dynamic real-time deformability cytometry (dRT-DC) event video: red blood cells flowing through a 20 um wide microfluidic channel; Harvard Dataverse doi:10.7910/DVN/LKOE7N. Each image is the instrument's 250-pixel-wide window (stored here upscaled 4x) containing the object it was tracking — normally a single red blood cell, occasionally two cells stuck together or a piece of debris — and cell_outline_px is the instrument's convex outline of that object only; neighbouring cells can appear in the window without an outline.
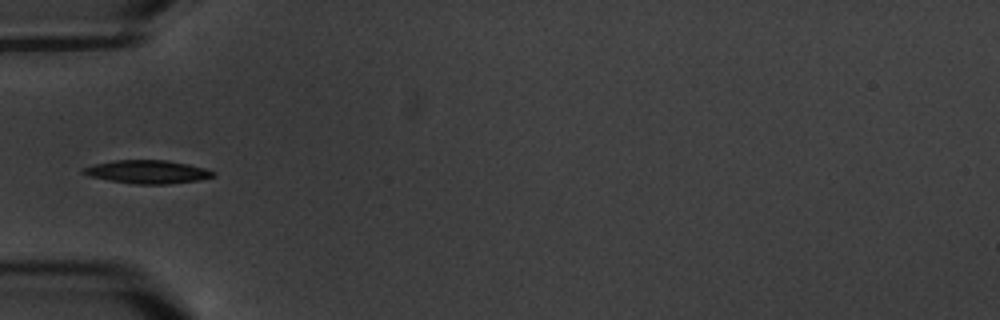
{"species": "common noctule bat (a hibernating species)", "species_latin": "Nyctalus noctula", "temperature_condition": "warm", "stored_images_in_passage": 6, "camera_frame_rate_fps": 3000, "um_per_image_px": 0.085, "animal": {"sex": "male", "body_mass_g": 20.1, "forearm_length_mm": 53.5}, "frame": {"image": 1, "passage_image": 3, "time_ms": 3.0, "image_size_px": [1000, 320], "cell_outline_px": [[216, 176], [200, 180], [168, 184], [136, 184], [108, 180], [88, 176], [80, 172], [84, 168], [92, 164], [112, 160], [168, 160], [188, 164], [204, 168], [216, 172]], "centroid_in_image_um": [12.53, 14.6], "position_along_channel_um": 72.5, "area_um2": 17.8}}
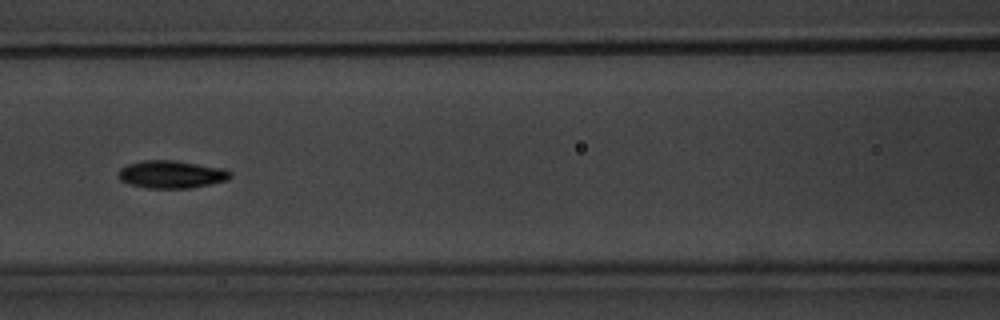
{"frame": {"image": 2, "passage_image": 5, "time_ms": 5.333, "image_size_px": [1000, 320], "cell_outline_px": [[232, 176], [228, 180], [192, 188], [148, 188], [132, 184], [120, 180], [116, 176], [120, 168], [128, 164], [144, 160], [176, 160], [224, 168], [232, 172]], "centroid_in_image_um": [14.59, 14.81], "position_along_channel_um": 152.0, "area_um2": 18.21}}